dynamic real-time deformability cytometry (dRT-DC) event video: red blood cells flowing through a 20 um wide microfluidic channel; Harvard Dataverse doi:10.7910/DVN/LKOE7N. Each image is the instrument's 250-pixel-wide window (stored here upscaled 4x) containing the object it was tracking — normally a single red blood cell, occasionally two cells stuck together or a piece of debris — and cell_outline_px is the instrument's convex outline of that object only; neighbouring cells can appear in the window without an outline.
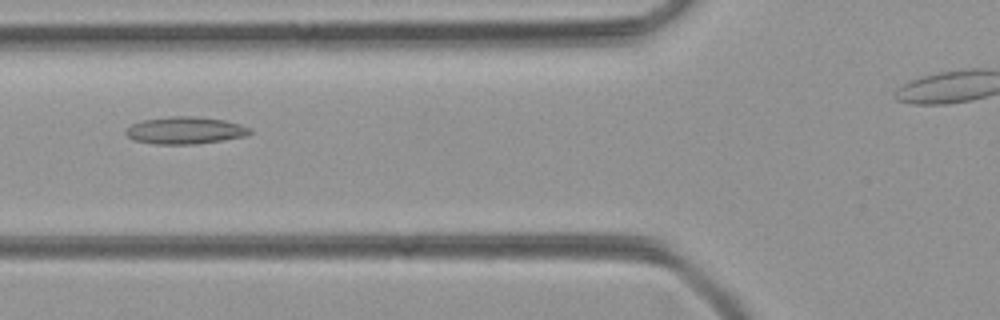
{"species": "common noctule bat (a hibernating species)", "species_latin": "Nyctalus noctula", "temperature_condition": "room temperature", "stored_images_in_passage": 45, "camera_frame_rate_fps": 3000, "um_per_image_px": 0.085, "animal": {"sex": "female", "body_mass_g": 21.9}, "frame": {"image": 1, "passage_image": 20, "time_ms": 6.333, "image_size_px": [1000, 320], "cell_outline_px": [[252, 132], [248, 136], [200, 144], [156, 144], [132, 140], [124, 132], [132, 124], [140, 120], [172, 116], [192, 116], [224, 120], [240, 124], [252, 128]], "centroid_in_image_um": [15.76, 11.09], "position_along_channel_um": 110.0, "area_um2": 19.88}}
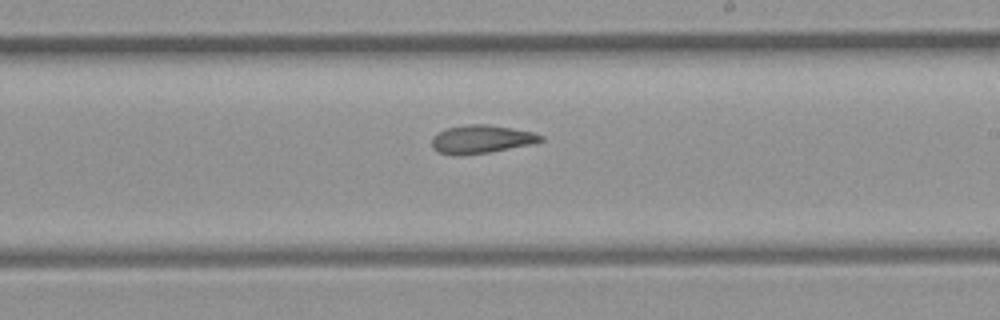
{"frame": {"image": 2, "passage_image": 30, "time_ms": 9.667, "image_size_px": [1000, 320], "cell_outline_px": [[544, 140], [532, 144], [488, 152], [460, 156], [456, 156], [440, 152], [432, 148], [432, 136], [436, 132], [448, 128], [468, 124], [488, 124], [512, 128], [532, 132], [544, 136]], "centroid_in_image_um": [40.89, 11.83], "position_along_channel_um": 248.1, "area_um2": 17.98}}
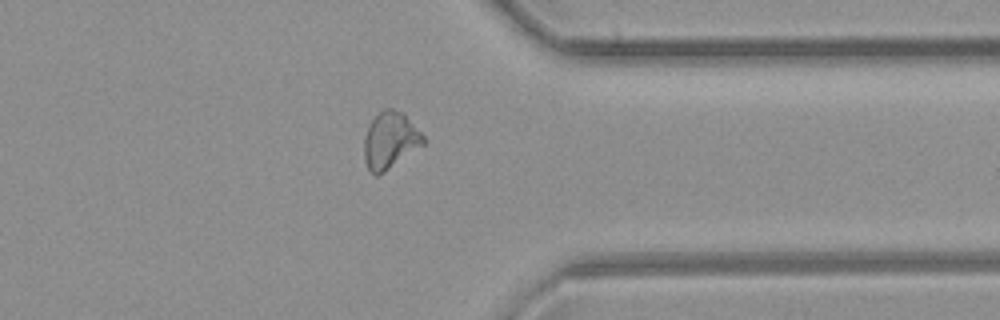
{"frame": {"image": 3, "passage_image": 40, "time_ms": 13.0, "image_size_px": [1000, 320], "cell_outline_px": [[424, 144], [384, 172], [376, 176], [368, 168], [364, 160], [364, 140], [368, 124], [384, 108], [392, 108], [404, 112], [424, 136]], "centroid_in_image_um": [33.16, 11.91], "position_along_channel_um": 378.2, "area_um2": 19.48}}